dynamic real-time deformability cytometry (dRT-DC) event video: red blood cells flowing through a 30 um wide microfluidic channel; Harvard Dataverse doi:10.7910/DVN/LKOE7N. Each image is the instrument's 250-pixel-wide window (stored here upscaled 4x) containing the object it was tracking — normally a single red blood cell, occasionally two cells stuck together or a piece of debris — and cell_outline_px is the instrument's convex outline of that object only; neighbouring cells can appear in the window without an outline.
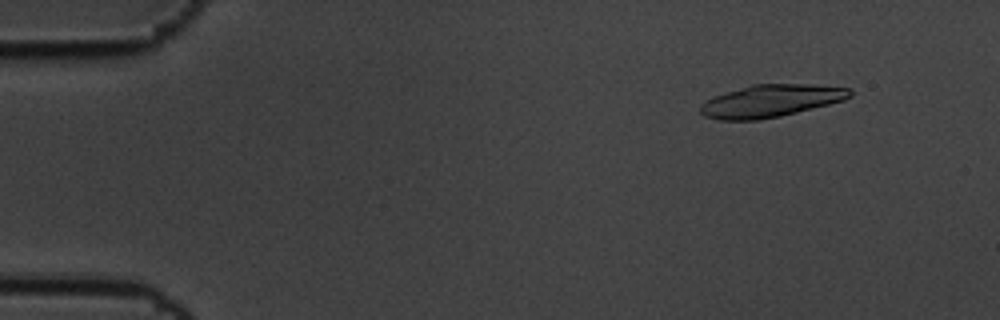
{"species": "common noctule bat (a hibernating species)", "species_latin": "Nyctalus noctula", "temperature_condition": "cold", "stored_images_in_passage": 4, "camera_frame_rate_fps": 3000, "um_per_image_px": 0.085, "animal": {"sex": "male", "body_mass_g": 19.5, "forearm_length_mm": 54.6}, "frame": {"image": 1, "passage_image": 2, "time_ms": 0.333, "image_size_px": [1000, 320], "cell_outline_px": [[852, 96], [844, 100], [780, 116], [756, 120], [720, 120], [704, 116], [700, 112], [700, 104], [716, 96], [752, 84], [812, 84], [848, 88], [852, 92]], "centroid_in_image_um": [65.52, 8.57], "position_along_channel_um": 19.5, "area_um2": 27.86}}